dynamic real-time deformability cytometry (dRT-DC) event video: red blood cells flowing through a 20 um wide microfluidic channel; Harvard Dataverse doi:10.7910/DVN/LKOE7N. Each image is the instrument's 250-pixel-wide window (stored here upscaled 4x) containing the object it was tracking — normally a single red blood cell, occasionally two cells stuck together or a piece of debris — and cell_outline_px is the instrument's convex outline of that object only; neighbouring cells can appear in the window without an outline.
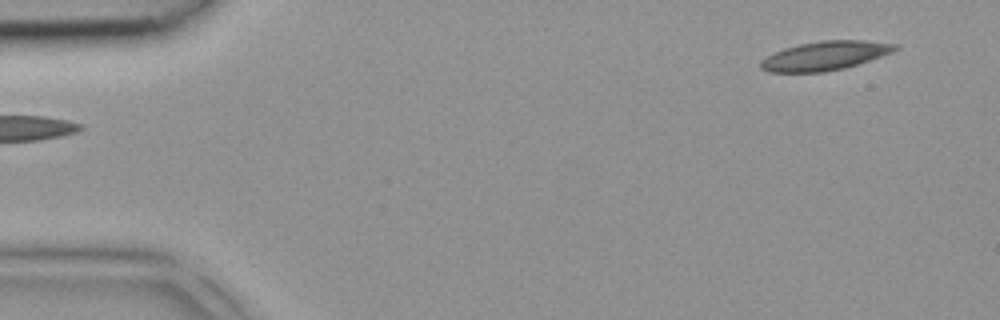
{"species": "common noctule bat (a hibernating species)", "species_latin": "Nyctalus noctula", "temperature_condition": "room temperature", "stored_images_in_passage": 2, "camera_frame_rate_fps": 3000, "um_per_image_px": 0.085, "animal": {"sex": "female", "body_mass_g": 18.4}, "frame": {"image": 1, "passage_image": 2, "time_ms": 0.333, "image_size_px": [1000, 320], "cell_outline_px": [[900, 48], [892, 52], [844, 68], [824, 72], [768, 72], [760, 68], [760, 60], [784, 48], [800, 44], [820, 40], [864, 40], [900, 44]], "centroid_in_image_um": [70.14, 4.73], "position_along_channel_um": 14.9, "area_um2": 22.6}}